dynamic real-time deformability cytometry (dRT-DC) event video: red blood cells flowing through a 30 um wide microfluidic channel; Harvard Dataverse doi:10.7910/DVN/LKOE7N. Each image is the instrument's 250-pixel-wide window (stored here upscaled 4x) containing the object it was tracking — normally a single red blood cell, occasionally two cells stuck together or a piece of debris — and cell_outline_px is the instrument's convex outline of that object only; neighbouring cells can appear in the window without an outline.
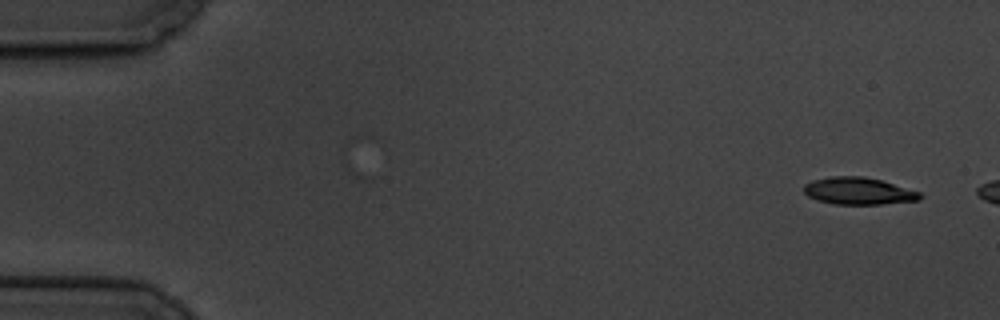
{"species": "common noctule bat (a hibernating species)", "species_latin": "Nyctalus noctula", "temperature_condition": "cold", "stored_images_in_passage": 2, "camera_frame_rate_fps": 3000, "um_per_image_px": 0.085, "animal": {"sex": "male", "body_mass_g": 19.5, "forearm_length_mm": 54.6}, "frame": {"image": 1, "passage_image": 2, "time_ms": 1.0, "image_size_px": [1000, 320], "cell_outline_px": [[924, 196], [920, 200], [880, 204], [832, 204], [816, 200], [808, 196], [804, 192], [804, 184], [812, 180], [832, 176], [864, 176], [880, 180], [920, 192]], "centroid_in_image_um": [72.95, 16.24], "position_along_channel_um": 12.0, "area_um2": 18.38}}